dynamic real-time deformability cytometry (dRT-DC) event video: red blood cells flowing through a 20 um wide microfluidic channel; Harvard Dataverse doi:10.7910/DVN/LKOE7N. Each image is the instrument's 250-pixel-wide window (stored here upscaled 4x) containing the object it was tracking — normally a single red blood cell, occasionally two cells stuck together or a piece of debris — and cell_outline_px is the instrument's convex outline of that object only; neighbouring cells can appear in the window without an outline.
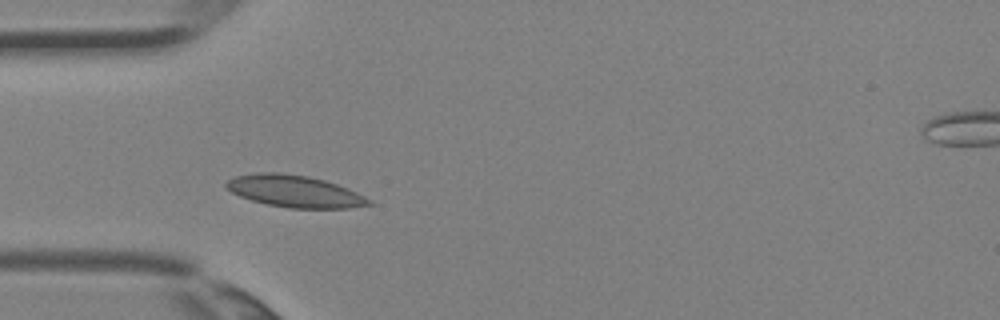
{"species": "Egyptian fruit bat (a non-hibernating species)", "species_latin": "Rousettus aegyptiacus", "temperature_condition": "room temperature", "stored_images_in_passage": 2, "camera_frame_rate_fps": 3000, "um_per_image_px": 0.085, "animal": {"sex": "female"}, "frame": {"image": 1, "passage_image": 1, "time_ms": 0.0, "image_size_px": [1000, 320], "cell_outline_px": [[372, 204], [348, 208], [288, 208], [268, 204], [252, 200], [240, 196], [232, 192], [224, 184], [228, 180], [236, 176], [260, 172], [276, 172], [308, 176], [324, 180], [348, 188], [372, 200]], "centroid_in_image_um": [25.06, 16.26], "position_along_channel_um": 59.9, "area_um2": 26.3}}
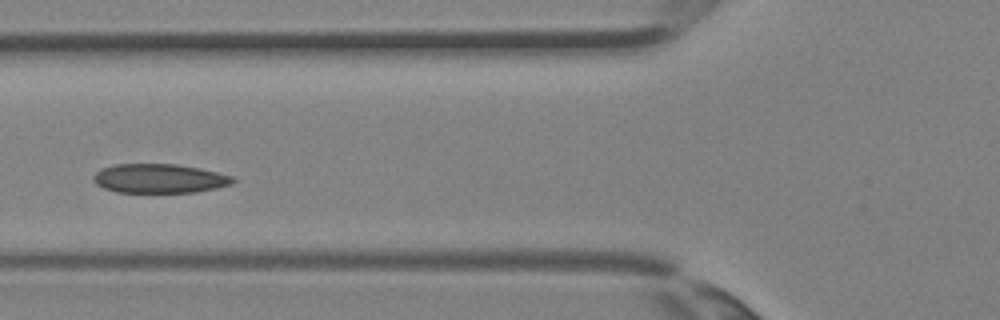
{"frame": {"image": 2, "passage_image": 2, "time_ms": 0.333, "image_size_px": [1000, 320], "cell_outline_px": [[236, 180], [232, 184], [216, 188], [196, 192], [116, 192], [104, 188], [96, 184], [92, 180], [92, 176], [100, 168], [116, 164], [176, 164], [200, 168], [232, 176]], "centroid_in_image_um": [13.52, 15.17], "position_along_channel_um": 112.3, "area_um2": 23.76}}